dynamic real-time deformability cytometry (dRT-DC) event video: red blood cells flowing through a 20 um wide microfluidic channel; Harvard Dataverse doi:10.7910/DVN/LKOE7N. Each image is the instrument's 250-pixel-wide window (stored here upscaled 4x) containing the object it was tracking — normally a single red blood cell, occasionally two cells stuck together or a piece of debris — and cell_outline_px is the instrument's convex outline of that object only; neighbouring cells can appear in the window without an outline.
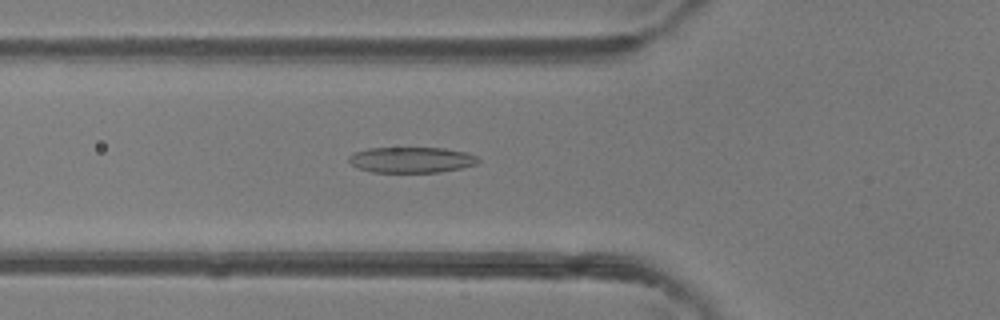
{"species": "common noctule bat (a hibernating species)", "species_latin": "Nyctalus noctula", "temperature_condition": "room temperature", "stored_images_in_passage": 47, "camera_frame_rate_fps": 3000, "um_per_image_px": 0.085, "animal": {"sex": "female"}, "frame": {"image": 1, "passage_image": 17, "time_ms": 5.333, "image_size_px": [1000, 320], "cell_outline_px": [[480, 160], [476, 164], [460, 168], [440, 172], [372, 172], [356, 168], [348, 160], [348, 156], [352, 152], [368, 148], [444, 148], [464, 152], [476, 156]], "centroid_in_image_um": [34.91, 13.58], "position_along_channel_um": 90.9, "area_um2": 19.42}}
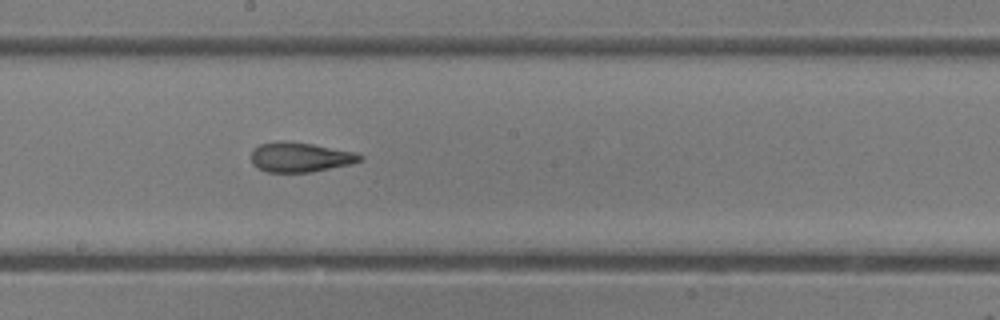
{"frame": {"image": 2, "passage_image": 26, "time_ms": 8.333, "image_size_px": [1000, 320], "cell_outline_px": [[364, 160], [352, 164], [312, 172], [268, 172], [256, 168], [252, 164], [252, 148], [260, 144], [280, 140], [284, 140], [312, 144], [356, 152], [364, 156]], "centroid_in_image_um": [25.53, 13.36], "position_along_channel_um": 222.7, "area_um2": 19.13}}
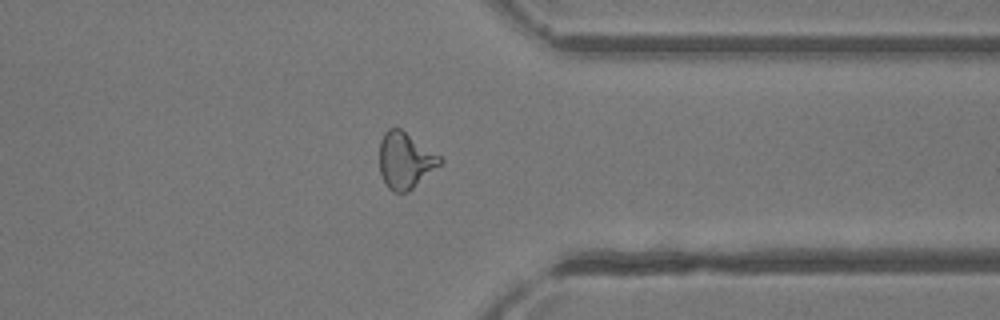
{"frame": {"image": 3, "passage_image": 37, "time_ms": 12.0, "image_size_px": [1000, 320], "cell_outline_px": [[444, 160], [440, 164], [408, 192], [392, 192], [388, 188], [380, 172], [380, 140], [384, 132], [388, 128], [400, 128], [440, 156]], "centroid_in_image_um": [34.42, 13.63], "position_along_channel_um": 377.0, "area_um2": 19.54}, "authors_computed_cell_mechanics": {"area_um2": 20.1722, "velocity_mm_per_s": 4.3647, "shape_relaxation_time_tau1_ms": 5.3852, "shape_relaxation_time_tau2_ms": 2.0768, "deformation_change_tau1": 0.2004, "deformation_change_tau2": 0.12}}